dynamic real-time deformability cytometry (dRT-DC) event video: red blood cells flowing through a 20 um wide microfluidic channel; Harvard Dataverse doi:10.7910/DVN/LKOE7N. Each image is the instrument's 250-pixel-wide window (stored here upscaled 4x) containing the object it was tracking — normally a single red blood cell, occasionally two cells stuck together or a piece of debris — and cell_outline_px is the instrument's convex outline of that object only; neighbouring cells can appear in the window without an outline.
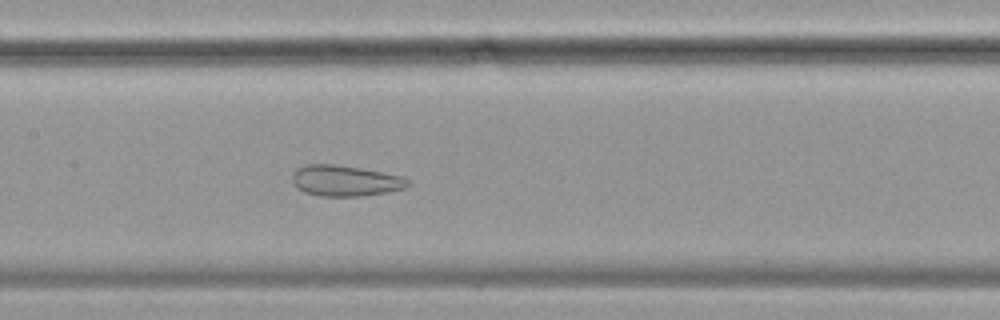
{"species": "common noctule bat (a hibernating species)", "species_latin": "Nyctalus noctula", "temperature_condition": "cold", "stored_images_in_passage": 53, "camera_frame_rate_fps": 3000, "um_per_image_px": 0.085, "animal": {"sex": "female", "body_mass_g": 19.9}, "frame": {"image": 1, "passage_image": 23, "time_ms": 7.333, "image_size_px": [1000, 320], "cell_outline_px": [[412, 184], [408, 188], [388, 192], [360, 196], [320, 196], [304, 192], [296, 188], [292, 180], [292, 172], [296, 168], [304, 164], [332, 164], [360, 168], [404, 176]], "centroid_in_image_um": [29.35, 15.36], "position_along_channel_um": 178.0, "area_um2": 21.1}, "authors_computed_cell_mechanics": {"area_um2": 29.7092, "velocity_mm_per_s": 3.4795, "shape_relaxation_time_tau1_ms": null, "shape_relaxation_time_tau2_ms": 1.0788, "deformation_change_tau1": null, "deformation_change_tau2": 0.08}}